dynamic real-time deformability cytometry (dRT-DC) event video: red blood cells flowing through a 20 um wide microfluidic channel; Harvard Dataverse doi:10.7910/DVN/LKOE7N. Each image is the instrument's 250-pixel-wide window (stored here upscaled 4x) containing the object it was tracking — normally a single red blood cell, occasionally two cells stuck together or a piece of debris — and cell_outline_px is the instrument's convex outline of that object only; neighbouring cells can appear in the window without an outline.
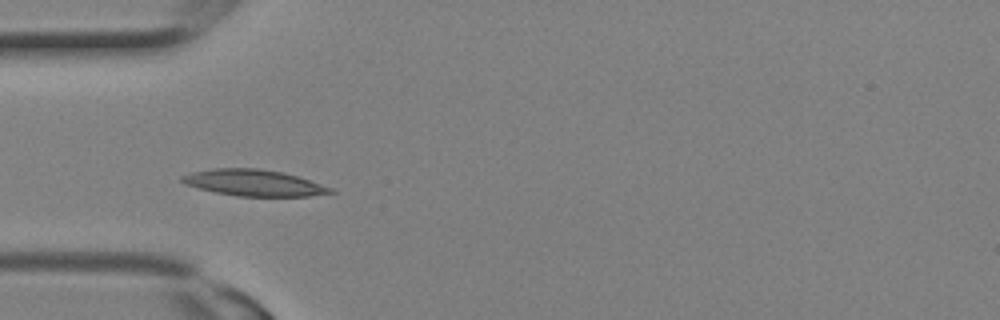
{"species": "Egyptian fruit bat (a non-hibernating species)", "species_latin": "Rousettus aegyptiacus", "temperature_condition": "room temperature", "stored_images_in_passage": 3, "camera_frame_rate_fps": 3000, "um_per_image_px": 0.085, "animal": {"sex": "female"}, "frame": {"image": 1, "passage_image": 3, "time_ms": 0.667, "image_size_px": [1000, 320], "cell_outline_px": [[336, 192], [308, 196], [240, 196], [216, 192], [184, 184], [180, 180], [180, 176], [192, 172], [212, 168], [256, 168], [280, 172], [296, 176], [332, 188]], "centroid_in_image_um": [21.53, 15.53], "position_along_channel_um": 63.5, "area_um2": 22.43}}